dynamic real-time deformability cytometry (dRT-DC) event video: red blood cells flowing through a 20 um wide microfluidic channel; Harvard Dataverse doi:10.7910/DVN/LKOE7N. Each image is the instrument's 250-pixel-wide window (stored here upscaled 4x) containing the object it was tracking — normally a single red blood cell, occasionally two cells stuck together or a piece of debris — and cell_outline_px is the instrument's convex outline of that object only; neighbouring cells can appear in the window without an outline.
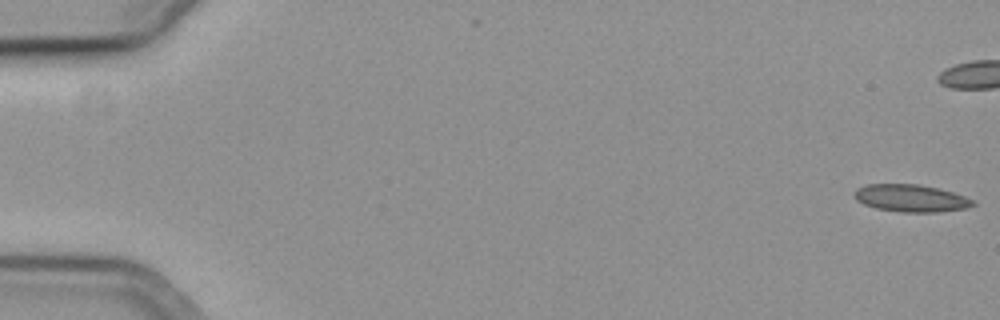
{"species": "common noctule bat (a hibernating species)", "species_latin": "Nyctalus noctula", "temperature_condition": "cold", "stored_images_in_passage": 12, "camera_frame_rate_fps": 3000, "um_per_image_px": 0.085, "animal": {"sex": "female", "body_mass_g": 19.3, "forearm_length_mm": 54.1}, "frame": {"image": 1, "passage_image": 1, "time_ms": 0.0, "image_size_px": [1000, 320], "cell_outline_px": [[976, 204], [964, 208], [940, 212], [900, 212], [876, 208], [864, 204], [856, 200], [856, 188], [868, 184], [920, 184], [952, 192], [976, 200]], "centroid_in_image_um": [77.45, 16.85], "position_along_channel_um": 7.6, "area_um2": 18.79}}